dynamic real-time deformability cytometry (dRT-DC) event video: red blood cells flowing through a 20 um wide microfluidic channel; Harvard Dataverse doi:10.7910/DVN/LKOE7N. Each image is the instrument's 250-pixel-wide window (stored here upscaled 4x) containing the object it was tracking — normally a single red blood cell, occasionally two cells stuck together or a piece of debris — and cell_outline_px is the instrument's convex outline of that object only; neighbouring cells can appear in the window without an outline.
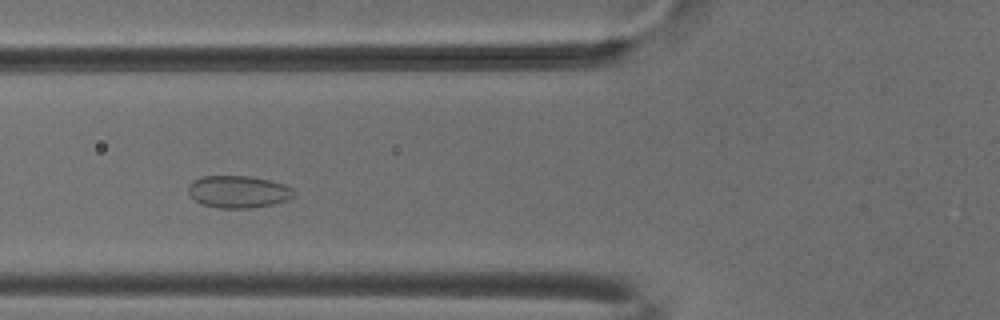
{"species": "common noctule bat (a hibernating species)", "species_latin": "Nyctalus noctula", "temperature_condition": "cold", "stored_images_in_passage": 6, "camera_frame_rate_fps": 3000, "um_per_image_px": 0.085, "animal": {"sex": "male", "body_mass_g": 18.8}, "frame": {"image": 1, "passage_image": 4, "time_ms": 1.0, "image_size_px": [1000, 320], "cell_outline_px": [[296, 196], [288, 200], [272, 204], [248, 208], [216, 208], [200, 204], [188, 192], [188, 184], [192, 180], [204, 176], [248, 176], [268, 180], [284, 184], [292, 188], [296, 192]], "centroid_in_image_um": [20.26, 16.3], "position_along_channel_um": 105.5, "area_um2": 19.94}}
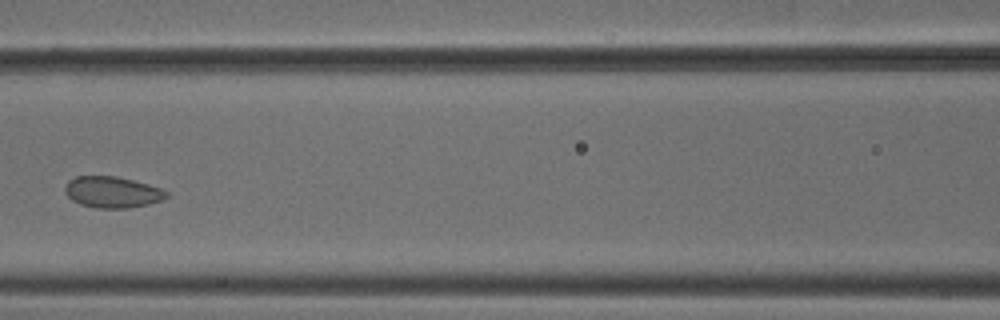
{"frame": {"image": 2, "passage_image": 5, "time_ms": 1.333, "image_size_px": [1000, 320], "cell_outline_px": [[168, 196], [160, 200], [148, 204], [128, 208], [96, 208], [80, 204], [72, 200], [64, 192], [64, 184], [68, 180], [76, 176], [116, 176], [148, 184], [160, 188], [168, 192]], "centroid_in_image_um": [9.5, 16.32], "position_along_channel_um": 157.1, "area_um2": 18.5}}
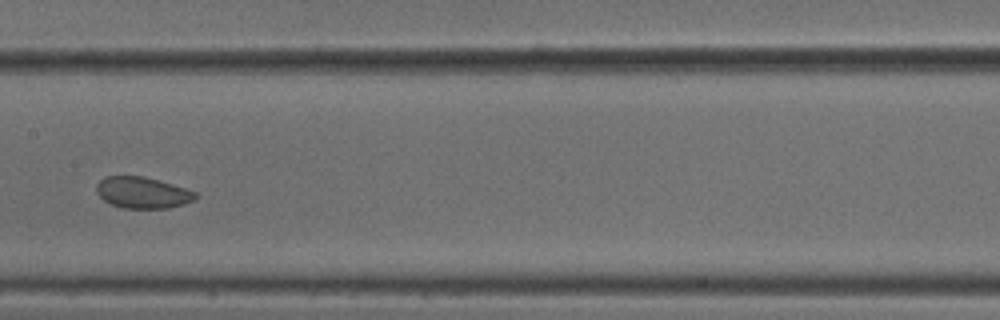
{"frame": {"image": 3, "passage_image": 6, "time_ms": 1.667, "image_size_px": [1000, 320], "cell_outline_px": [[200, 196], [196, 200], [168, 208], [124, 208], [112, 204], [104, 200], [96, 192], [96, 184], [104, 176], [140, 176], [172, 184], [196, 192]], "centroid_in_image_um": [12.12, 16.38], "position_along_channel_um": 195.3, "area_um2": 17.98}}